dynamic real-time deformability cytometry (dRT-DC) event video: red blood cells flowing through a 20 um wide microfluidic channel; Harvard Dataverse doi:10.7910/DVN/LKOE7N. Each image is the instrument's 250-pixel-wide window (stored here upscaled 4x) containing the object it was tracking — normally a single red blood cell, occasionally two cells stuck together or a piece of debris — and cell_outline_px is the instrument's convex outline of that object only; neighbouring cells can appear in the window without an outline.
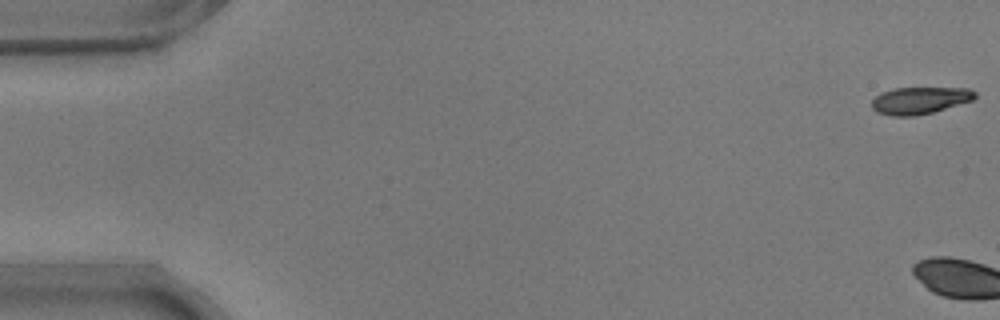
{"species": "common noctule bat (a hibernating species)", "species_latin": "Nyctalus noctula", "temperature_condition": "warm", "stored_images_in_passage": 3, "camera_frame_rate_fps": 3000, "um_per_image_px": 0.085, "animal": {"sex": "male", "body_mass_g": 17.9}, "frame": {"image": 1, "passage_image": 1, "time_ms": 0.0, "image_size_px": [1000, 320], "cell_outline_px": [[976, 96], [972, 100], [932, 112], [916, 116], [892, 116], [876, 112], [872, 108], [872, 100], [880, 92], [896, 88], [968, 88], [976, 92]], "centroid_in_image_um": [78.15, 8.53], "position_along_channel_um": 6.9, "area_um2": 16.18}}